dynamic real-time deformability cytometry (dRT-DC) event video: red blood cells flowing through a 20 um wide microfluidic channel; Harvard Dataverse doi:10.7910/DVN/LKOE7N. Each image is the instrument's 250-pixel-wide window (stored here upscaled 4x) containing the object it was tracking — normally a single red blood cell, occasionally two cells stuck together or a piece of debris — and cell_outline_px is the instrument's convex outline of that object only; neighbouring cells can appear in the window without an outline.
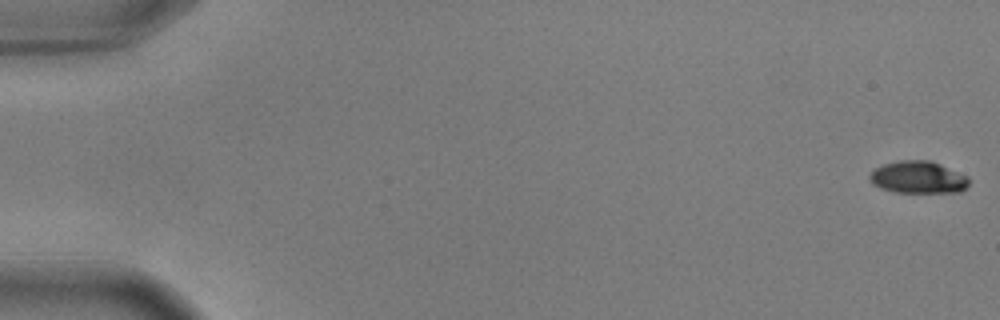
{"species": "common noctule bat (a hibernating species)", "species_latin": "Nyctalus noctula", "temperature_condition": "warm", "stored_images_in_passage": 56, "camera_frame_rate_fps": 3000, "um_per_image_px": 0.085, "animal": {"sex": "male", "body_mass_g": 17.9, "forearm_length_mm": 54.2}, "frame": {"image": 1, "passage_image": 1, "time_ms": 0.0, "image_size_px": [1000, 320], "cell_outline_px": [[968, 188], [960, 192], [892, 192], [880, 188], [872, 184], [868, 180], [868, 176], [876, 168], [884, 164], [900, 160], [932, 160], [968, 176]], "centroid_in_image_um": [78.04, 15.07], "position_along_channel_um": 7.0, "area_um2": 18.84}}
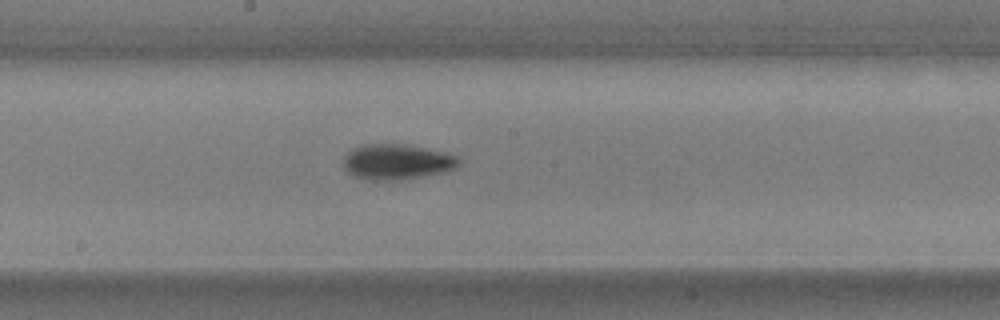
{"frame": {"image": 2, "passage_image": 31, "time_ms": 10.0, "image_size_px": [1000, 320], "cell_outline_px": [[460, 164], [456, 168], [448, 172], [400, 180], [372, 180], [352, 176], [344, 168], [344, 156], [352, 148], [364, 144], [404, 144], [444, 152], [460, 156]], "centroid_in_image_um": [33.77, 13.76], "position_along_channel_um": 214.4, "area_um2": 24.1}}
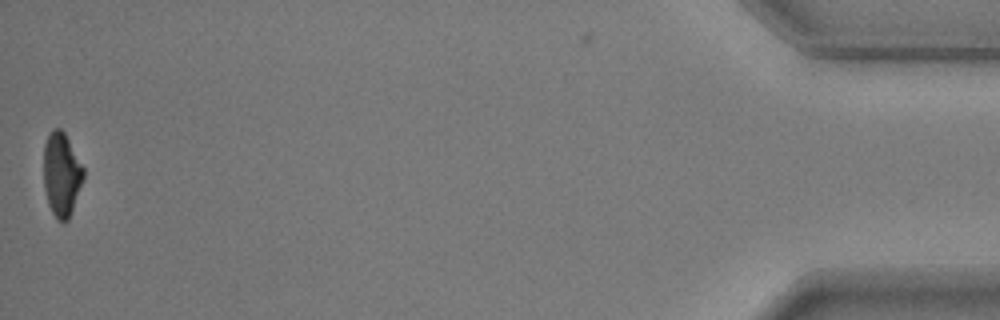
{"frame": {"image": 3, "passage_image": 56, "time_ms": 18.333, "image_size_px": [1000, 320], "cell_outline_px": [[84, 180], [68, 220], [56, 220], [48, 204], [44, 188], [44, 144], [52, 128], [60, 128], [64, 132], [84, 168]], "centroid_in_image_um": [5.23, 14.82], "position_along_channel_um": 430.0, "area_um2": 19.42}, "authors_computed_cell_mechanics": {"area_um2": 20.9525, "velocity_mm_per_s": 3.6549, "shape_relaxation_time_tau1_ms": 2.103, "shape_relaxation_time_tau2_ms": null, "deformation_change_tau1": 0.1341, "deformation_change_tau2": null}}